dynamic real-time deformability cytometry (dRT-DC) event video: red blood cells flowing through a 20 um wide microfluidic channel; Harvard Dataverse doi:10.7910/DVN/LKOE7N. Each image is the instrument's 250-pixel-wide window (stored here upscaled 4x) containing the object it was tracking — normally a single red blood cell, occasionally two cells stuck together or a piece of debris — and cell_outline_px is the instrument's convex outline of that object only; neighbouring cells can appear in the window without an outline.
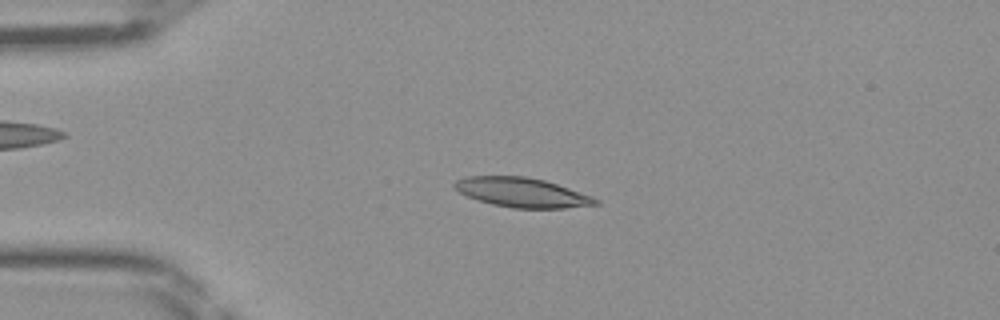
{"species": "Egyptian fruit bat (a non-hibernating species)", "species_latin": "Rousettus aegyptiacus", "temperature_condition": "room temperature", "stored_images_in_passage": 40, "camera_frame_rate_fps": 3000, "um_per_image_px": 0.085, "frame": {"image": 1, "passage_image": 5, "time_ms": 1.333, "image_size_px": [1000, 320], "cell_outline_px": [[600, 204], [564, 208], [512, 208], [492, 204], [476, 200], [460, 192], [452, 184], [456, 180], [468, 176], [524, 176], [544, 180], [592, 196], [600, 200]], "centroid_in_image_um": [44.37, 16.36], "position_along_channel_um": 40.6, "area_um2": 24.1}}
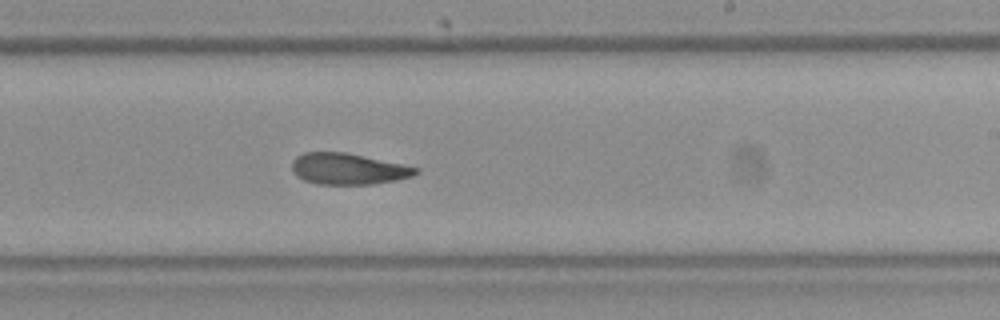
{"frame": {"image": 2, "passage_image": 22, "time_ms": 7.0, "image_size_px": [1000, 320], "cell_outline_px": [[420, 172], [412, 176], [396, 180], [372, 184], [316, 184], [304, 180], [296, 176], [292, 172], [292, 160], [296, 156], [304, 152], [344, 152], [404, 164], [420, 168]], "centroid_in_image_um": [29.58, 14.35], "position_along_channel_um": 259.4, "area_um2": 22.66}}
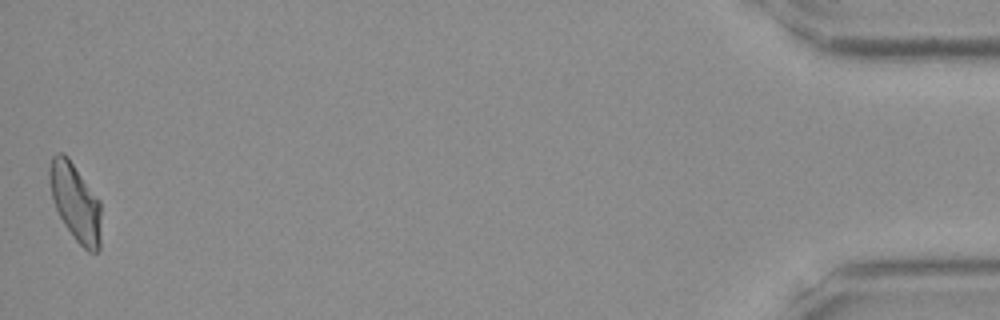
{"frame": {"image": 3, "passage_image": 40, "time_ms": 13.0, "image_size_px": [1000, 320], "cell_outline_px": [[100, 248], [96, 252], [88, 252], [76, 240], [64, 224], [52, 200], [48, 180], [48, 168], [52, 156], [56, 152], [64, 152], [68, 156], [100, 200]], "centroid_in_image_um": [6.38, 17.14], "position_along_channel_um": 428.8, "area_um2": 23.58}}